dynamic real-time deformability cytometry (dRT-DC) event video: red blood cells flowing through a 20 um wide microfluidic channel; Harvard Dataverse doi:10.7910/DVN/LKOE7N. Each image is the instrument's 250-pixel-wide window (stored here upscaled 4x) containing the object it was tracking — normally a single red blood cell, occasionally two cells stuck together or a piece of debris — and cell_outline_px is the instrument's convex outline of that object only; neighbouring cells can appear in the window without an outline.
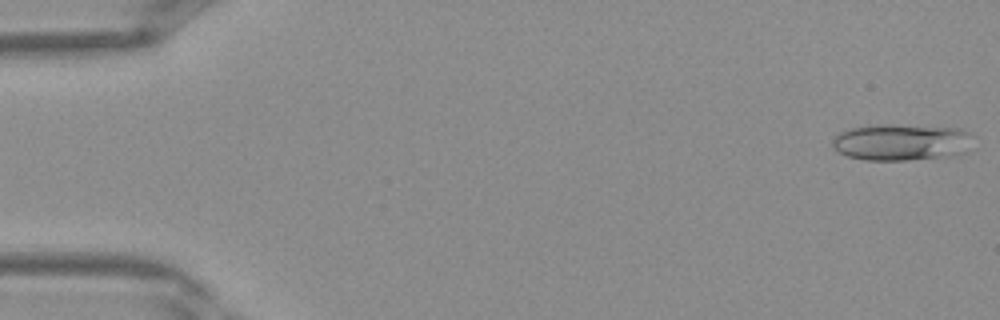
{"species": "Egyptian fruit bat (a non-hibernating species)", "species_latin": "Rousettus aegyptiacus", "temperature_condition": "warm", "stored_images_in_passage": 40, "camera_frame_rate_fps": 3000, "um_per_image_px": 0.085, "frame": {"image": 1, "passage_image": 1, "time_ms": 0.0, "image_size_px": [1000, 320], "cell_outline_px": [[972, 136], [964, 152], [960, 156], [908, 160], [864, 160], [848, 156], [832, 148], [832, 140], [840, 132], [848, 128], [880, 124], [892, 124], [960, 128], [968, 132]], "centroid_in_image_um": [76.61, 12.09], "position_along_channel_um": 8.4, "area_um2": 30.29}}
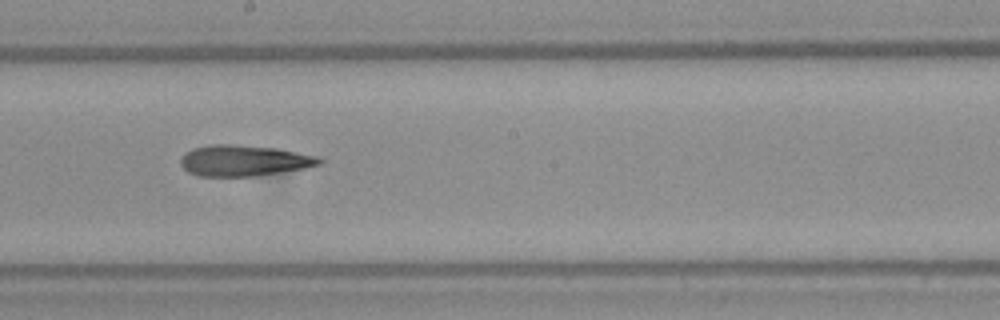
{"frame": {"image": 2, "passage_image": 22, "time_ms": 7.0, "image_size_px": [1000, 320], "cell_outline_px": [[324, 160], [320, 164], [304, 168], [252, 176], [196, 176], [188, 172], [180, 164], [180, 160], [184, 152], [192, 148], [212, 144], [228, 144], [272, 148], [320, 156]], "centroid_in_image_um": [20.69, 13.65], "position_along_channel_um": 227.5, "area_um2": 24.85}}
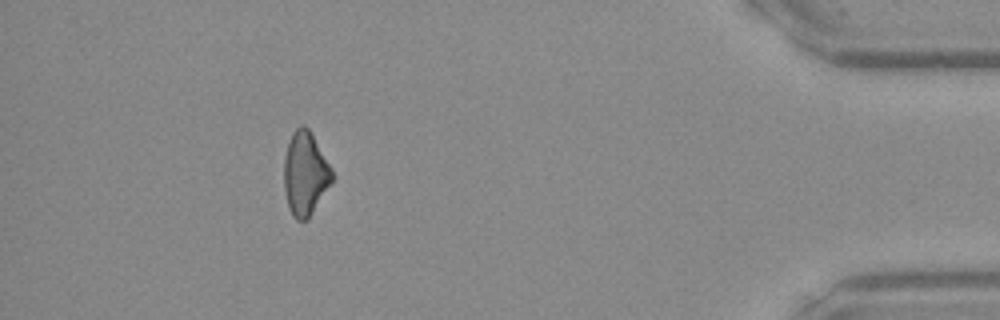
{"frame": {"image": 3, "passage_image": 36, "time_ms": 11.667, "image_size_px": [1000, 320], "cell_outline_px": [[332, 184], [308, 220], [296, 220], [292, 216], [288, 208], [284, 188], [284, 160], [288, 144], [292, 132], [300, 124], [304, 124], [308, 128], [332, 168]], "centroid_in_image_um": [25.94, 14.79], "position_along_channel_um": 409.3, "area_um2": 23.58}}